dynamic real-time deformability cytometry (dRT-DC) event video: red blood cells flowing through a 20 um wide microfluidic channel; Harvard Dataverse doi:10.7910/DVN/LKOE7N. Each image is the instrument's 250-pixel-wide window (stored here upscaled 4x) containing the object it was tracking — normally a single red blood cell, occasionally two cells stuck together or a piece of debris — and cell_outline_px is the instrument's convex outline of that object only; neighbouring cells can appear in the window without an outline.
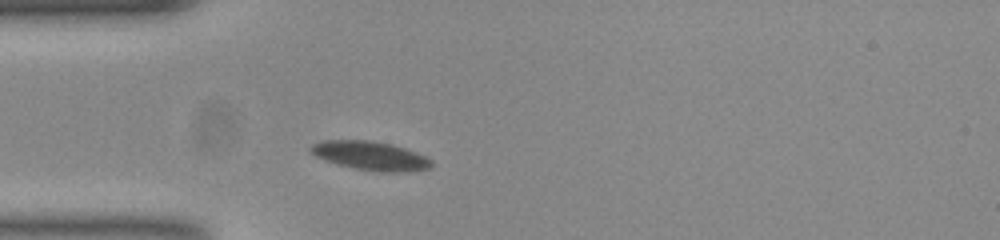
{"species": "common noctule bat (a hibernating species)", "species_latin": "Nyctalus noctula", "temperature_condition": "room temperature", "stored_images_in_passage": 30, "camera_frame_rate_fps": 3000, "um_per_image_px": 0.085, "animal": {"sex": "female", "body_mass_g": 23.0, "forearm_length_mm": 53.4}, "frame": {"image": 1, "passage_image": 1, "time_ms": 0.0, "image_size_px": [1000, 240], "cell_outline_px": [[432, 164], [428, 168], [400, 172], [388, 172], [352, 168], [336, 164], [324, 160], [316, 156], [308, 148], [312, 144], [324, 140], [368, 140], [392, 144], [404, 148], [424, 156], [432, 160]], "centroid_in_image_um": [31.43, 13.23], "position_along_channel_um": 53.6, "area_um2": 20.06}}
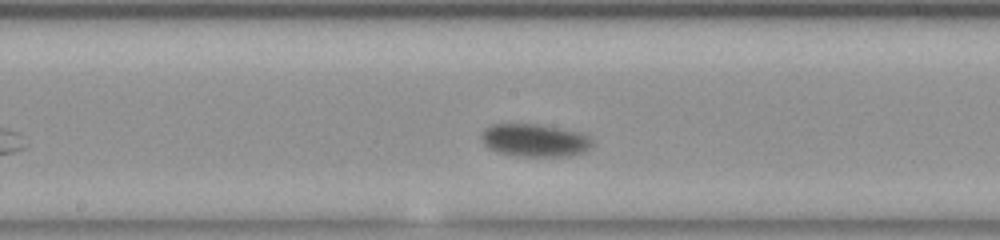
{"frame": {"image": 2, "passage_image": 14, "time_ms": 4.333, "image_size_px": [1000, 240], "cell_outline_px": [[592, 144], [588, 148], [572, 156], [516, 156], [496, 152], [488, 148], [480, 140], [480, 132], [484, 128], [492, 124], [540, 124], [576, 132], [588, 136], [592, 140]], "centroid_in_image_um": [45.35, 11.92], "position_along_channel_um": 202.8, "area_um2": 21.21}}
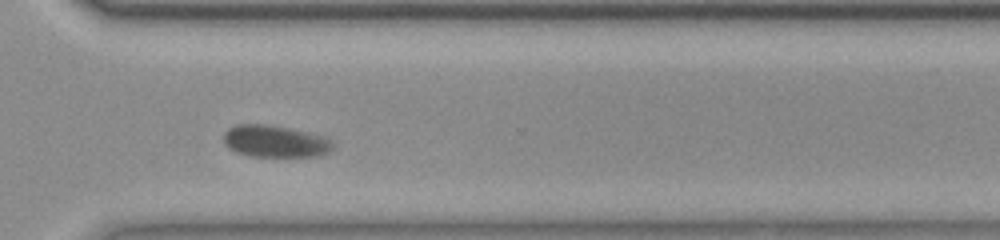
{"frame": {"image": 3, "passage_image": 26, "time_ms": 8.333, "image_size_px": [1000, 240], "cell_outline_px": [[336, 144], [328, 152], [320, 156], [252, 156], [236, 152], [228, 148], [224, 144], [224, 132], [228, 128], [236, 124], [268, 124], [328, 136]], "centroid_in_image_um": [23.41, 12.0], "position_along_channel_um": 347.2, "area_um2": 20.63}, "authors_computed_cell_mechanics": {"area_um2": 20.4323, "velocity_mm_per_s": 3.5991, "shape_relaxation_time_tau1_ms": 4.3654, "shape_relaxation_time_tau2_ms": null, "deformation_change_tau1": 0.1031, "deformation_change_tau2": null}}